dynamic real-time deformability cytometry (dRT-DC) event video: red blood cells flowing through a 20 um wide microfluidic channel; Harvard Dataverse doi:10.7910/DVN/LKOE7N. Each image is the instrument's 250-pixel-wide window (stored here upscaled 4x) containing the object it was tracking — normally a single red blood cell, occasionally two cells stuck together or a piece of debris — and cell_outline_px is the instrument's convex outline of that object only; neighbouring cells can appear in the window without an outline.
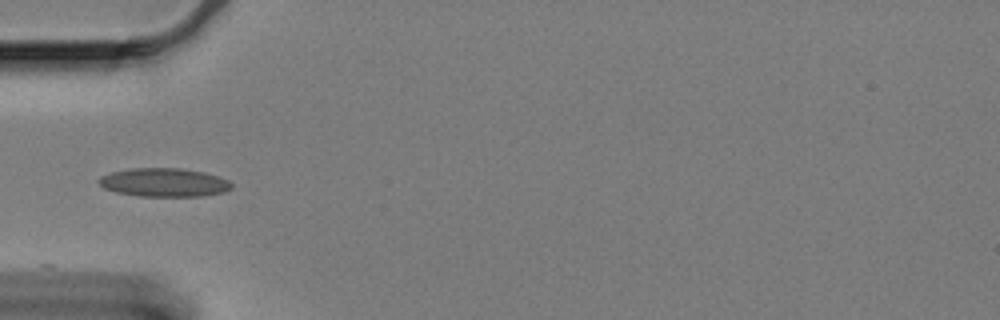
{"species": "Egyptian fruit bat (a non-hibernating species)", "species_latin": "Rousettus aegyptiacus", "temperature_condition": "cold", "stored_images_in_passage": 6, "camera_frame_rate_fps": 3000, "um_per_image_px": 0.085, "animal": {"sex": "female"}, "frame": {"image": 1, "passage_image": 1, "time_ms": 0.0, "image_size_px": [1000, 320], "cell_outline_px": [[232, 188], [224, 192], [204, 196], [140, 196], [116, 192], [104, 188], [100, 184], [100, 176], [112, 172], [132, 168], [180, 168], [204, 172], [228, 180], [232, 184]], "centroid_in_image_um": [13.97, 15.51], "position_along_channel_um": 71.0, "area_um2": 21.96}}
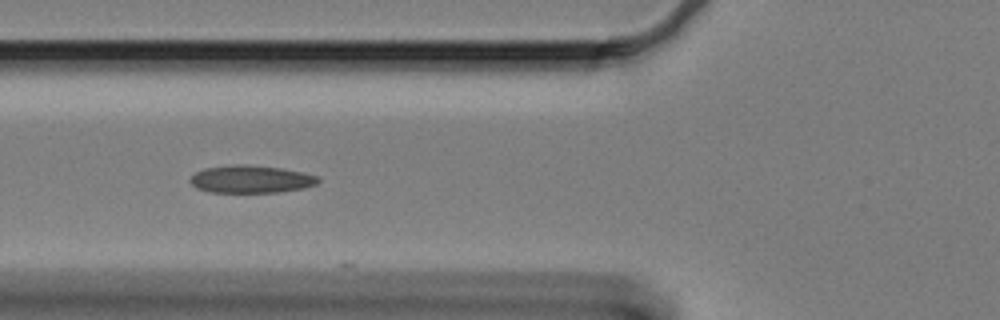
{"frame": {"image": 2, "passage_image": 4, "time_ms": 1.0, "image_size_px": [1000, 320], "cell_outline_px": [[320, 180], [316, 184], [304, 188], [280, 192], [208, 192], [196, 188], [188, 180], [196, 172], [204, 168], [232, 164], [248, 164], [280, 168], [300, 172], [316, 176]], "centroid_in_image_um": [21.29, 15.23], "position_along_channel_um": 104.5, "area_um2": 20.58}}